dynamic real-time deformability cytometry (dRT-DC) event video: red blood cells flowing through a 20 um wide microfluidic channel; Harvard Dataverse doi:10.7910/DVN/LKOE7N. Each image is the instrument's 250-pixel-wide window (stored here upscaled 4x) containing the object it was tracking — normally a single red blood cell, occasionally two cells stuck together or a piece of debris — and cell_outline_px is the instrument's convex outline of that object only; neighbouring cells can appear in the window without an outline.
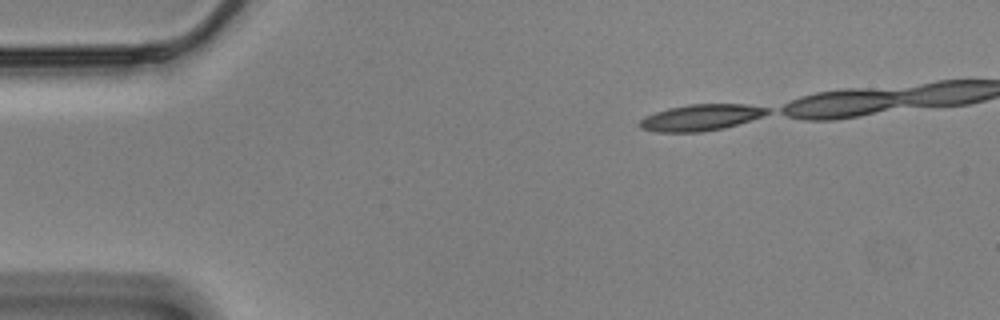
{"species": "Egyptian fruit bat (a non-hibernating species)", "species_latin": "Rousettus aegyptiacus", "temperature_condition": "cold", "stored_images_in_passage": 39, "camera_frame_rate_fps": 3000, "um_per_image_px": 0.085, "animal": {"sex": "male"}, "frame": {"image": 1, "passage_image": 1, "time_ms": 0.0, "image_size_px": [1000, 320], "cell_outline_px": [[768, 112], [760, 116], [724, 128], [700, 132], [656, 132], [640, 128], [636, 124], [644, 116], [668, 108], [688, 104], [744, 104], [768, 108]], "centroid_in_image_um": [59.47, 9.99], "position_along_channel_um": 25.5, "area_um2": 19.36}}
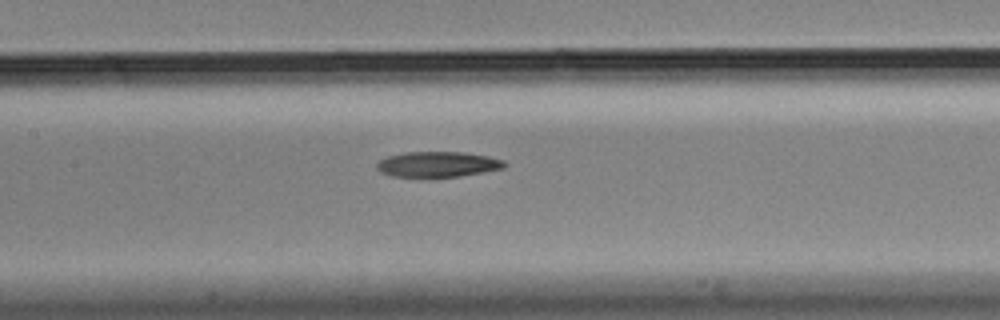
{"frame": {"image": 2, "passage_image": 19, "time_ms": 6.0, "image_size_px": [1000, 320], "cell_outline_px": [[508, 164], [504, 168], [484, 172], [460, 176], [416, 180], [392, 176], [380, 172], [376, 168], [376, 164], [380, 160], [388, 156], [404, 152], [460, 152], [488, 156], [504, 160]], "centroid_in_image_um": [37.16, 14.01], "position_along_channel_um": 170.2, "area_um2": 19.77}}
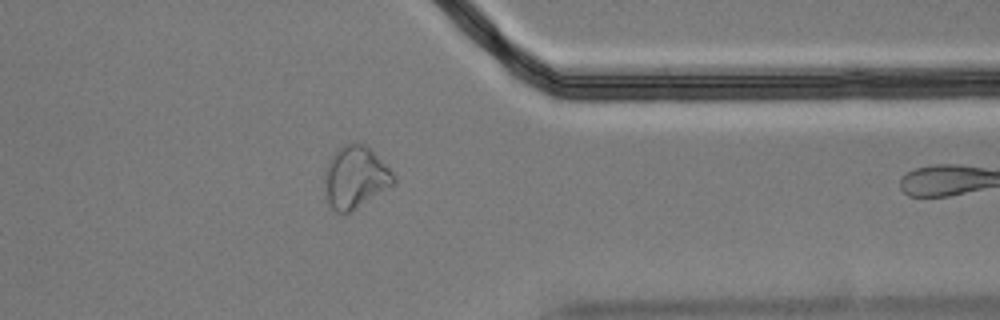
{"frame": {"image": 3, "passage_image": 38, "time_ms": 12.333, "image_size_px": [1000, 320], "cell_outline_px": [[396, 184], [352, 212], [344, 216], [340, 216], [328, 204], [324, 180], [328, 164], [332, 156], [344, 144], [364, 144], [392, 172], [396, 180]], "centroid_in_image_um": [30.21, 15.16], "position_along_channel_um": 381.2, "area_um2": 24.85}}